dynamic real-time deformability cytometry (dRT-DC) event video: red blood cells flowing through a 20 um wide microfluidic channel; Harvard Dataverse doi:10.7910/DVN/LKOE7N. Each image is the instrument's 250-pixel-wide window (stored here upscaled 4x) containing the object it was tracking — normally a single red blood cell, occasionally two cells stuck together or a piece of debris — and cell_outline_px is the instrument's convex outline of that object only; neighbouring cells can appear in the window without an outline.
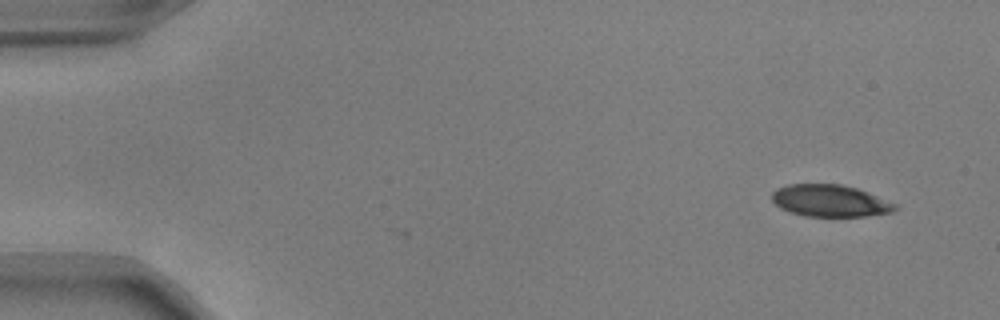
{"species": "common noctule bat (a hibernating species)", "species_latin": "Nyctalus noctula", "temperature_condition": "warm", "stored_images_in_passage": 3, "camera_frame_rate_fps": 3000, "um_per_image_px": 0.085, "animal": {"sex": "male", "body_mass_g": 17.9, "forearm_length_mm": 54.2}, "frame": {"image": 1, "passage_image": 1, "time_ms": 0.0, "image_size_px": [1000, 320], "cell_outline_px": [[900, 208], [892, 212], [864, 216], [804, 216], [780, 208], [772, 200], [772, 192], [776, 188], [788, 184], [840, 184], [856, 188], [868, 192], [896, 204]], "centroid_in_image_um": [70.55, 17.06], "position_along_channel_um": 14.4, "area_um2": 22.89}}